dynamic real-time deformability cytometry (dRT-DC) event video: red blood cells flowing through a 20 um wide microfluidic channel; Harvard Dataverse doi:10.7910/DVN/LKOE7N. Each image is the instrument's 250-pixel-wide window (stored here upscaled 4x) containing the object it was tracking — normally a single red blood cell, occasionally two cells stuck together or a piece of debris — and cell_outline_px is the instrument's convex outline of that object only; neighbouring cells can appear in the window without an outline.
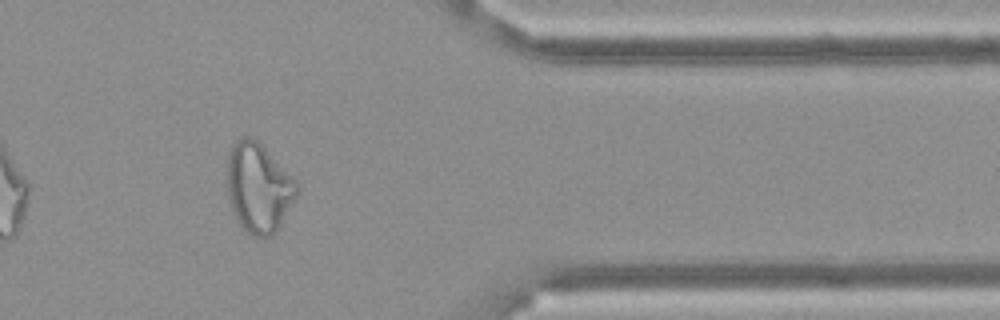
{"species": "Egyptian fruit bat (a non-hibernating species)", "species_latin": "Rousettus aegyptiacus", "temperature_condition": "cold", "stored_images_in_passage": 45, "camera_frame_rate_fps": 3000, "um_per_image_px": 0.085, "frame": {"image": 1, "passage_image": 39, "time_ms": 12.667, "image_size_px": [1000, 320], "cell_outline_px": [[300, 192], [280, 224], [272, 236], [252, 236], [236, 220], [228, 196], [224, 172], [228, 152], [232, 144], [240, 136], [248, 136], [256, 140], [300, 184]], "centroid_in_image_um": [21.94, 15.93], "position_along_channel_um": 389.5, "area_um2": 36.76}}